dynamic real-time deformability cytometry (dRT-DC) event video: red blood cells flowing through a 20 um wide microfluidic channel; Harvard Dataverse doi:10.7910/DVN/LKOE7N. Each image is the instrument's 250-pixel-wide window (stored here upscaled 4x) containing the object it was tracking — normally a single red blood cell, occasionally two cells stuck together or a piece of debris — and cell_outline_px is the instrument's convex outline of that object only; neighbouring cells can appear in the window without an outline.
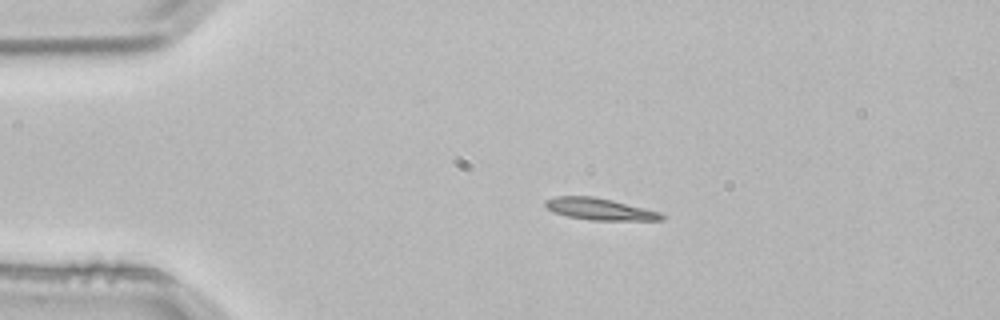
{"species": "common noctule bat (a hibernating species)", "species_latin": "Nyctalus noctula", "temperature_condition": "room temperature", "stored_images_in_passage": 3, "camera_frame_rate_fps": 3000, "um_per_image_px": 0.085, "animal": {"sex": "male", "body_mass_g": 21.5, "forearm_length_mm": 52.0}, "frame": {"image": 1, "passage_image": 2, "time_ms": 0.333, "image_size_px": [1000, 320], "cell_outline_px": [[664, 220], [592, 220], [568, 216], [552, 212], [544, 204], [544, 200], [556, 196], [592, 196], [612, 200], [660, 212], [664, 216]], "centroid_in_image_um": [50.94, 17.77], "position_along_channel_um": 34.1, "area_um2": 14.62}}